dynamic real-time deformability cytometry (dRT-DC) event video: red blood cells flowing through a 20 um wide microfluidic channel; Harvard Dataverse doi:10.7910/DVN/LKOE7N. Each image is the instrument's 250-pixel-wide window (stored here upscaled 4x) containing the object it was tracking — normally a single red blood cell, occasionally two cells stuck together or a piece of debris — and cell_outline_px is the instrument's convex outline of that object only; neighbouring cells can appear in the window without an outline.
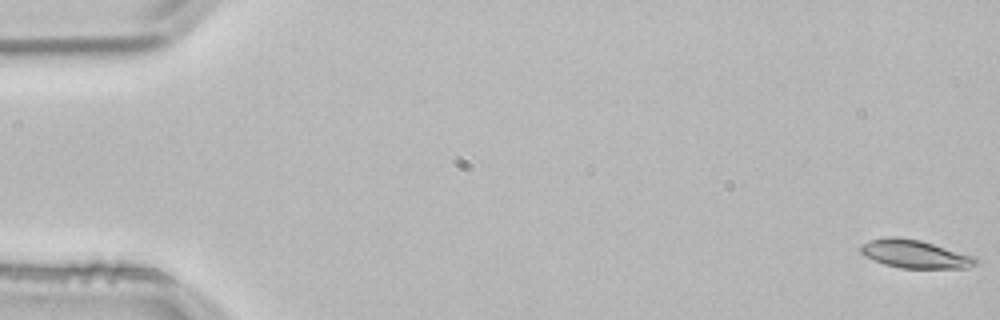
{"species": "common noctule bat (a hibernating species)", "species_latin": "Nyctalus noctula", "temperature_condition": "room temperature", "stored_images_in_passage": 13, "camera_frame_rate_fps": 3000, "um_per_image_px": 0.085, "animal": {"sex": "male", "body_mass_g": 21.5, "forearm_length_mm": 52.0}, "frame": {"image": 1, "passage_image": 1, "time_ms": 0.0, "image_size_px": [1000, 320], "cell_outline_px": [[980, 264], [968, 268], [900, 268], [884, 264], [864, 256], [860, 252], [860, 244], [868, 240], [888, 236], [896, 236], [920, 240], [976, 256]], "centroid_in_image_um": [77.78, 21.59], "position_along_channel_um": 7.2, "area_um2": 19.25}}